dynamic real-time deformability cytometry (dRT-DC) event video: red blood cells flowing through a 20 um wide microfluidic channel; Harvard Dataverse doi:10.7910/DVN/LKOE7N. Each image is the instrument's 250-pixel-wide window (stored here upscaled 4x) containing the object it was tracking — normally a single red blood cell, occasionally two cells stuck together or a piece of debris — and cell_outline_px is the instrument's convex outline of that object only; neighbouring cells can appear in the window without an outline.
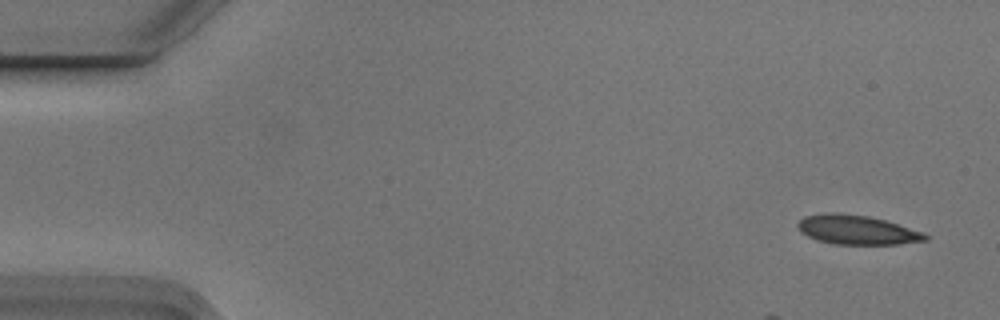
{"species": "Egyptian fruit bat (a non-hibernating species)", "species_latin": "Rousettus aegyptiacus", "temperature_condition": "cold", "stored_images_in_passage": 9, "camera_frame_rate_fps": 3000, "um_per_image_px": 0.085, "animal": {"sex": "male"}, "frame": {"image": 1, "passage_image": 1, "time_ms": 0.0, "image_size_px": [1000, 320], "cell_outline_px": [[928, 240], [900, 244], [832, 244], [816, 240], [800, 232], [796, 224], [804, 216], [828, 212], [836, 212], [868, 216], [884, 220], [924, 232], [928, 236]], "centroid_in_image_um": [72.82, 19.54], "position_along_channel_um": 12.2, "area_um2": 21.85}}
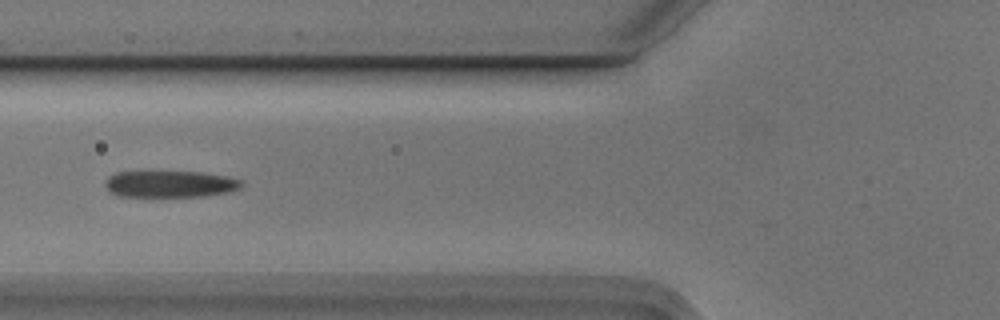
{"frame": {"image": 2, "passage_image": 6, "time_ms": 1.667, "image_size_px": [1000, 320], "cell_outline_px": [[244, 184], [240, 188], [228, 192], [208, 196], [120, 196], [108, 192], [104, 184], [108, 176], [116, 172], [200, 172], [228, 176], [240, 180]], "centroid_in_image_um": [14.45, 15.64], "position_along_channel_um": 111.3, "area_um2": 21.21}}
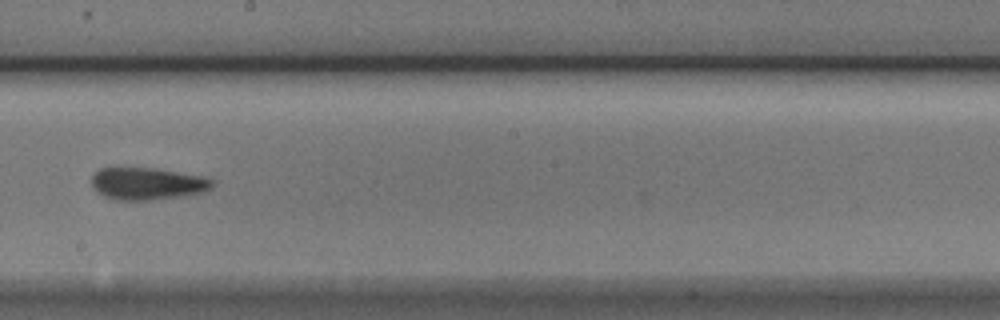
{"frame": {"image": 3, "passage_image": 9, "time_ms": 2.667, "image_size_px": [1000, 320], "cell_outline_px": [[216, 184], [212, 188], [188, 196], [152, 200], [116, 200], [104, 196], [96, 192], [92, 188], [92, 176], [100, 168], [156, 168], [200, 176], [216, 180]], "centroid_in_image_um": [12.54, 15.62], "position_along_channel_um": 235.7, "area_um2": 22.89}}